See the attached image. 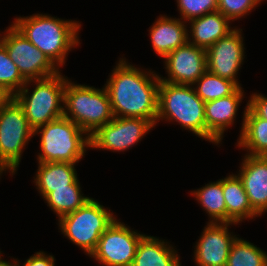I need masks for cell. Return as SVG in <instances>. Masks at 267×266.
<instances>
[{
	"label": "cell",
	"instance_id": "6da1fadb",
	"mask_svg": "<svg viewBox=\"0 0 267 266\" xmlns=\"http://www.w3.org/2000/svg\"><path fill=\"white\" fill-rule=\"evenodd\" d=\"M119 58L104 84L114 117L148 119L156 126L159 74Z\"/></svg>",
	"mask_w": 267,
	"mask_h": 266
},
{
	"label": "cell",
	"instance_id": "7a4b0ae2",
	"mask_svg": "<svg viewBox=\"0 0 267 266\" xmlns=\"http://www.w3.org/2000/svg\"><path fill=\"white\" fill-rule=\"evenodd\" d=\"M12 24L59 69L68 53L79 46L81 22L65 20L49 14L36 13L14 17Z\"/></svg>",
	"mask_w": 267,
	"mask_h": 266
},
{
	"label": "cell",
	"instance_id": "3957f363",
	"mask_svg": "<svg viewBox=\"0 0 267 266\" xmlns=\"http://www.w3.org/2000/svg\"><path fill=\"white\" fill-rule=\"evenodd\" d=\"M176 122L206 141L205 102L196 94L192 85L173 84L160 80L158 87L159 121Z\"/></svg>",
	"mask_w": 267,
	"mask_h": 266
},
{
	"label": "cell",
	"instance_id": "277c9868",
	"mask_svg": "<svg viewBox=\"0 0 267 266\" xmlns=\"http://www.w3.org/2000/svg\"><path fill=\"white\" fill-rule=\"evenodd\" d=\"M40 136L37 162L79 163L90 149V136L64 115L34 130ZM89 148V149H88Z\"/></svg>",
	"mask_w": 267,
	"mask_h": 266
},
{
	"label": "cell",
	"instance_id": "5b68a950",
	"mask_svg": "<svg viewBox=\"0 0 267 266\" xmlns=\"http://www.w3.org/2000/svg\"><path fill=\"white\" fill-rule=\"evenodd\" d=\"M67 79L60 71L50 77L28 80L13 96L22 107L33 130L63 116ZM30 85L35 86L32 91Z\"/></svg>",
	"mask_w": 267,
	"mask_h": 266
},
{
	"label": "cell",
	"instance_id": "8992f818",
	"mask_svg": "<svg viewBox=\"0 0 267 266\" xmlns=\"http://www.w3.org/2000/svg\"><path fill=\"white\" fill-rule=\"evenodd\" d=\"M91 136L99 127L110 122L114 116L109 94L101 89L66 80L64 90V114Z\"/></svg>",
	"mask_w": 267,
	"mask_h": 266
},
{
	"label": "cell",
	"instance_id": "52a82bcc",
	"mask_svg": "<svg viewBox=\"0 0 267 266\" xmlns=\"http://www.w3.org/2000/svg\"><path fill=\"white\" fill-rule=\"evenodd\" d=\"M113 211L90 198L82 207L58 219V229L70 242L88 256L95 250L98 240L116 219Z\"/></svg>",
	"mask_w": 267,
	"mask_h": 266
},
{
	"label": "cell",
	"instance_id": "ba28073f",
	"mask_svg": "<svg viewBox=\"0 0 267 266\" xmlns=\"http://www.w3.org/2000/svg\"><path fill=\"white\" fill-rule=\"evenodd\" d=\"M34 137L22 107L12 98L0 110V179L17 173L25 147Z\"/></svg>",
	"mask_w": 267,
	"mask_h": 266
},
{
	"label": "cell",
	"instance_id": "9c48e42d",
	"mask_svg": "<svg viewBox=\"0 0 267 266\" xmlns=\"http://www.w3.org/2000/svg\"><path fill=\"white\" fill-rule=\"evenodd\" d=\"M6 28L0 33V42L26 81L50 77L61 71L13 24Z\"/></svg>",
	"mask_w": 267,
	"mask_h": 266
},
{
	"label": "cell",
	"instance_id": "30bf717a",
	"mask_svg": "<svg viewBox=\"0 0 267 266\" xmlns=\"http://www.w3.org/2000/svg\"><path fill=\"white\" fill-rule=\"evenodd\" d=\"M145 235L117 218L101 235L89 257L102 266H132L138 244Z\"/></svg>",
	"mask_w": 267,
	"mask_h": 266
},
{
	"label": "cell",
	"instance_id": "8fae6325",
	"mask_svg": "<svg viewBox=\"0 0 267 266\" xmlns=\"http://www.w3.org/2000/svg\"><path fill=\"white\" fill-rule=\"evenodd\" d=\"M154 127L145 118L114 117L90 136V150L128 151Z\"/></svg>",
	"mask_w": 267,
	"mask_h": 266
},
{
	"label": "cell",
	"instance_id": "7c38bea8",
	"mask_svg": "<svg viewBox=\"0 0 267 266\" xmlns=\"http://www.w3.org/2000/svg\"><path fill=\"white\" fill-rule=\"evenodd\" d=\"M242 32V29L236 27L226 37L220 38L206 50L207 70L234 82L238 87L242 86L238 73L246 56Z\"/></svg>",
	"mask_w": 267,
	"mask_h": 266
},
{
	"label": "cell",
	"instance_id": "4fadbf2b",
	"mask_svg": "<svg viewBox=\"0 0 267 266\" xmlns=\"http://www.w3.org/2000/svg\"><path fill=\"white\" fill-rule=\"evenodd\" d=\"M163 60L167 76L159 78L164 82L193 85L207 71L206 50L188 41Z\"/></svg>",
	"mask_w": 267,
	"mask_h": 266
},
{
	"label": "cell",
	"instance_id": "5bb4252c",
	"mask_svg": "<svg viewBox=\"0 0 267 266\" xmlns=\"http://www.w3.org/2000/svg\"><path fill=\"white\" fill-rule=\"evenodd\" d=\"M195 242L193 260L196 266H226L231 246L237 236L229 231L235 223H206Z\"/></svg>",
	"mask_w": 267,
	"mask_h": 266
},
{
	"label": "cell",
	"instance_id": "9a60e30c",
	"mask_svg": "<svg viewBox=\"0 0 267 266\" xmlns=\"http://www.w3.org/2000/svg\"><path fill=\"white\" fill-rule=\"evenodd\" d=\"M243 89L238 87L226 97L205 103L206 141L221 146L226 130L236 123L238 109L245 98Z\"/></svg>",
	"mask_w": 267,
	"mask_h": 266
},
{
	"label": "cell",
	"instance_id": "2e32d148",
	"mask_svg": "<svg viewBox=\"0 0 267 266\" xmlns=\"http://www.w3.org/2000/svg\"><path fill=\"white\" fill-rule=\"evenodd\" d=\"M237 175L241 179L252 209L267 212V156L244 154Z\"/></svg>",
	"mask_w": 267,
	"mask_h": 266
},
{
	"label": "cell",
	"instance_id": "e0dca14e",
	"mask_svg": "<svg viewBox=\"0 0 267 266\" xmlns=\"http://www.w3.org/2000/svg\"><path fill=\"white\" fill-rule=\"evenodd\" d=\"M187 22L180 18L161 15L149 27L151 47L155 54L165 58L188 41Z\"/></svg>",
	"mask_w": 267,
	"mask_h": 266
},
{
	"label": "cell",
	"instance_id": "ac0fdd59",
	"mask_svg": "<svg viewBox=\"0 0 267 266\" xmlns=\"http://www.w3.org/2000/svg\"><path fill=\"white\" fill-rule=\"evenodd\" d=\"M230 24L231 21L219 11L194 18L187 24L190 26L187 27L188 42L207 50L236 28Z\"/></svg>",
	"mask_w": 267,
	"mask_h": 266
},
{
	"label": "cell",
	"instance_id": "d6986e66",
	"mask_svg": "<svg viewBox=\"0 0 267 266\" xmlns=\"http://www.w3.org/2000/svg\"><path fill=\"white\" fill-rule=\"evenodd\" d=\"M177 248L165 239L145 235L139 242L132 266H182Z\"/></svg>",
	"mask_w": 267,
	"mask_h": 266
},
{
	"label": "cell",
	"instance_id": "ffe728a7",
	"mask_svg": "<svg viewBox=\"0 0 267 266\" xmlns=\"http://www.w3.org/2000/svg\"><path fill=\"white\" fill-rule=\"evenodd\" d=\"M33 183L44 199L54 189L68 188L78 179L76 163L69 162H38Z\"/></svg>",
	"mask_w": 267,
	"mask_h": 266
},
{
	"label": "cell",
	"instance_id": "44dd1931",
	"mask_svg": "<svg viewBox=\"0 0 267 266\" xmlns=\"http://www.w3.org/2000/svg\"><path fill=\"white\" fill-rule=\"evenodd\" d=\"M240 135L235 145L246 155L267 156V120L258 117L249 107L244 108Z\"/></svg>",
	"mask_w": 267,
	"mask_h": 266
},
{
	"label": "cell",
	"instance_id": "7402d4cb",
	"mask_svg": "<svg viewBox=\"0 0 267 266\" xmlns=\"http://www.w3.org/2000/svg\"><path fill=\"white\" fill-rule=\"evenodd\" d=\"M223 195L227 207V223L239 224L260 217L251 207L243 183L237 174L223 178Z\"/></svg>",
	"mask_w": 267,
	"mask_h": 266
},
{
	"label": "cell",
	"instance_id": "603a6c76",
	"mask_svg": "<svg viewBox=\"0 0 267 266\" xmlns=\"http://www.w3.org/2000/svg\"><path fill=\"white\" fill-rule=\"evenodd\" d=\"M209 216L208 223H227V207L223 195V179L209 182L190 192Z\"/></svg>",
	"mask_w": 267,
	"mask_h": 266
},
{
	"label": "cell",
	"instance_id": "cb8c5ba5",
	"mask_svg": "<svg viewBox=\"0 0 267 266\" xmlns=\"http://www.w3.org/2000/svg\"><path fill=\"white\" fill-rule=\"evenodd\" d=\"M80 181L77 179L73 184L68 185V188L54 189L45 198L47 207L55 214L57 219L74 212L82 207L90 198L84 196L81 191Z\"/></svg>",
	"mask_w": 267,
	"mask_h": 266
},
{
	"label": "cell",
	"instance_id": "d4e9b609",
	"mask_svg": "<svg viewBox=\"0 0 267 266\" xmlns=\"http://www.w3.org/2000/svg\"><path fill=\"white\" fill-rule=\"evenodd\" d=\"M226 266H267V252L237 237L231 246Z\"/></svg>",
	"mask_w": 267,
	"mask_h": 266
},
{
	"label": "cell",
	"instance_id": "484cf974",
	"mask_svg": "<svg viewBox=\"0 0 267 266\" xmlns=\"http://www.w3.org/2000/svg\"><path fill=\"white\" fill-rule=\"evenodd\" d=\"M196 94L206 103L232 94L238 86L208 70L192 85Z\"/></svg>",
	"mask_w": 267,
	"mask_h": 266
},
{
	"label": "cell",
	"instance_id": "4316f807",
	"mask_svg": "<svg viewBox=\"0 0 267 266\" xmlns=\"http://www.w3.org/2000/svg\"><path fill=\"white\" fill-rule=\"evenodd\" d=\"M26 82L16 64L9 57L4 45L0 42V86L14 96Z\"/></svg>",
	"mask_w": 267,
	"mask_h": 266
},
{
	"label": "cell",
	"instance_id": "83f0119b",
	"mask_svg": "<svg viewBox=\"0 0 267 266\" xmlns=\"http://www.w3.org/2000/svg\"><path fill=\"white\" fill-rule=\"evenodd\" d=\"M180 19L189 22L194 18L218 10V0H176Z\"/></svg>",
	"mask_w": 267,
	"mask_h": 266
},
{
	"label": "cell",
	"instance_id": "f1b7e54d",
	"mask_svg": "<svg viewBox=\"0 0 267 266\" xmlns=\"http://www.w3.org/2000/svg\"><path fill=\"white\" fill-rule=\"evenodd\" d=\"M265 0H218V10L231 22L245 18Z\"/></svg>",
	"mask_w": 267,
	"mask_h": 266
},
{
	"label": "cell",
	"instance_id": "f546056e",
	"mask_svg": "<svg viewBox=\"0 0 267 266\" xmlns=\"http://www.w3.org/2000/svg\"><path fill=\"white\" fill-rule=\"evenodd\" d=\"M248 107L260 118L267 120V97L261 93L250 94Z\"/></svg>",
	"mask_w": 267,
	"mask_h": 266
},
{
	"label": "cell",
	"instance_id": "4dcf8cb0",
	"mask_svg": "<svg viewBox=\"0 0 267 266\" xmlns=\"http://www.w3.org/2000/svg\"><path fill=\"white\" fill-rule=\"evenodd\" d=\"M55 257L44 251L35 252L22 263V266H55ZM16 265L20 266V261L15 259Z\"/></svg>",
	"mask_w": 267,
	"mask_h": 266
},
{
	"label": "cell",
	"instance_id": "1f68e13d",
	"mask_svg": "<svg viewBox=\"0 0 267 266\" xmlns=\"http://www.w3.org/2000/svg\"><path fill=\"white\" fill-rule=\"evenodd\" d=\"M13 98L4 87L0 86V110Z\"/></svg>",
	"mask_w": 267,
	"mask_h": 266
},
{
	"label": "cell",
	"instance_id": "d6a6232c",
	"mask_svg": "<svg viewBox=\"0 0 267 266\" xmlns=\"http://www.w3.org/2000/svg\"><path fill=\"white\" fill-rule=\"evenodd\" d=\"M0 266H17V265H16V262H15V259L13 258V259H11V261L10 260H8V261H6V260L5 261H2L0 263Z\"/></svg>",
	"mask_w": 267,
	"mask_h": 266
},
{
	"label": "cell",
	"instance_id": "836d02e7",
	"mask_svg": "<svg viewBox=\"0 0 267 266\" xmlns=\"http://www.w3.org/2000/svg\"><path fill=\"white\" fill-rule=\"evenodd\" d=\"M1 255L4 256L3 253H2V251L0 250V263H1L2 261H4V260L2 259V256H1Z\"/></svg>",
	"mask_w": 267,
	"mask_h": 266
}]
</instances>
